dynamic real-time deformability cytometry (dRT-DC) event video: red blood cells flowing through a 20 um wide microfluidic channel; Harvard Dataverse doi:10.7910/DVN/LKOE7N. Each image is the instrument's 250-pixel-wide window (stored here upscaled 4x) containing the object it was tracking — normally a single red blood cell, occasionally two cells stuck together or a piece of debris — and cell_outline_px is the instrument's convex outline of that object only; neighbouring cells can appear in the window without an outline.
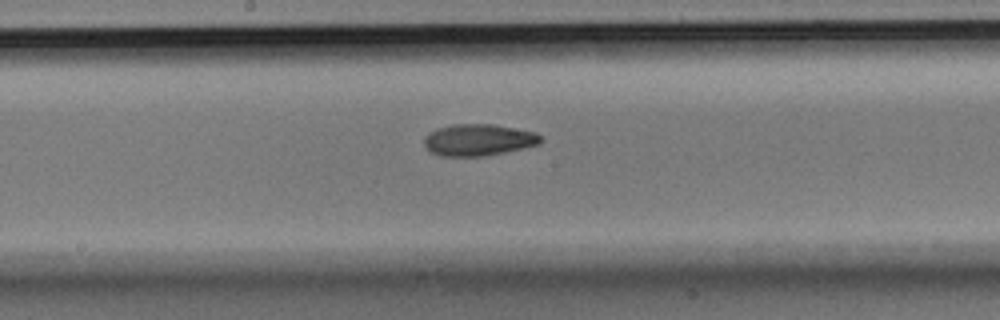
{"species": "Egyptian fruit bat (a non-hibernating species)", "species_latin": "Rousettus aegyptiacus", "temperature_condition": "room temperature", "stored_images_in_passage": 6, "camera_frame_rate_fps": 3000, "um_per_image_px": 0.085, "animal": {"sex": "male"}, "frame": {"image": 1, "passage_image": 6, "time_ms": 1.667, "image_size_px": [1000, 320], "cell_outline_px": [[540, 144], [524, 148], [484, 156], [440, 156], [432, 152], [424, 144], [424, 136], [428, 132], [436, 128], [452, 124], [492, 124], [536, 132], [540, 136]], "centroid_in_image_um": [40.64, 11.88], "position_along_channel_um": 207.6, "area_um2": 21.5}}